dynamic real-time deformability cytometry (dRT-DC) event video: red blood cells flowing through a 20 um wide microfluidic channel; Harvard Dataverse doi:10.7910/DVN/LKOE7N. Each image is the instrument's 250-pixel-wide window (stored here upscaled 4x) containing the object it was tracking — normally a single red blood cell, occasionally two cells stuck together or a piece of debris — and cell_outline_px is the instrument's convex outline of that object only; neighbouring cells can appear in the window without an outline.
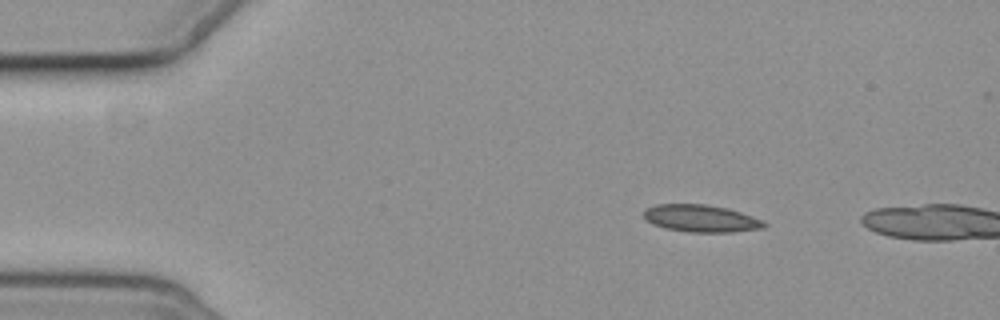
{"species": "common noctule bat (a hibernating species)", "species_latin": "Nyctalus noctula", "temperature_condition": "cold", "stored_images_in_passage": 2, "camera_frame_rate_fps": 3000, "um_per_image_px": 0.085, "animal": {"sex": "female", "body_mass_g": 19.3, "forearm_length_mm": 54.1}, "frame": {"image": 1, "passage_image": 1, "time_ms": 0.0, "image_size_px": [1000, 320], "cell_outline_px": [[768, 224], [764, 228], [732, 232], [688, 232], [664, 228], [652, 224], [644, 216], [644, 212], [648, 208], [656, 204], [704, 204], [728, 208], [764, 220]], "centroid_in_image_um": [59.62, 18.57], "position_along_channel_um": 25.4, "area_um2": 19.13}}